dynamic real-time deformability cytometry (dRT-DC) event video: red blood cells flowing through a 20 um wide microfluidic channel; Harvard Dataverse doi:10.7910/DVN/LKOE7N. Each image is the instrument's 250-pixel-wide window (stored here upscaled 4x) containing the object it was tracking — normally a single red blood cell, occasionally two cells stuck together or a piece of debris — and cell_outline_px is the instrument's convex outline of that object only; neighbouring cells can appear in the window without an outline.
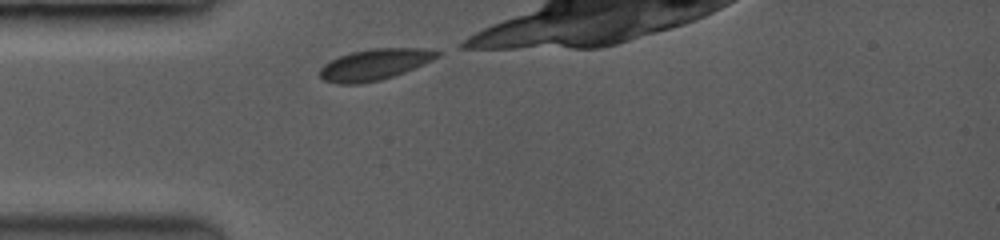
{"species": "common noctule bat (a hibernating species)", "species_latin": "Nyctalus noctula", "temperature_condition": "room temperature", "stored_images_in_passage": 11, "camera_frame_rate_fps": 3500, "um_per_image_px": 0.085, "animal": {"sex": "female", "body_mass_g": 19.0, "forearm_length_mm": 53.3}, "frame": {"image": 1, "passage_image": 1, "time_ms": 0.0, "image_size_px": [1000, 240], "cell_outline_px": [[440, 56], [432, 60], [404, 72], [380, 80], [356, 84], [340, 84], [324, 80], [320, 76], [320, 68], [328, 60], [352, 52], [372, 48], [420, 48], [440, 52]], "centroid_in_image_um": [31.81, 5.48], "position_along_channel_um": 53.2, "area_um2": 21.04}}
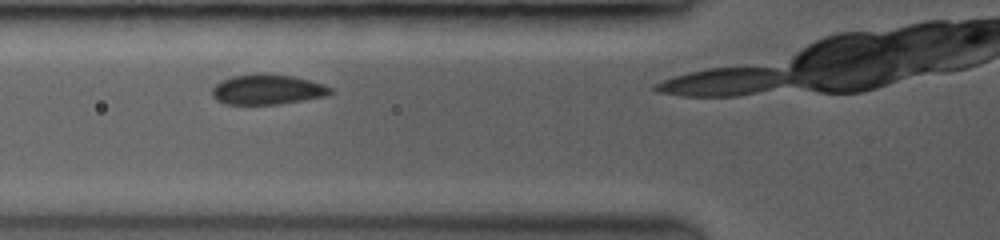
{"frame": {"image": 2, "passage_image": 7, "time_ms": 1.429, "image_size_px": [1000, 240], "cell_outline_px": [[332, 92], [324, 96], [276, 104], [228, 104], [212, 96], [212, 88], [220, 80], [232, 76], [260, 72], [264, 72], [292, 76], [308, 80], [332, 88]], "centroid_in_image_um": [22.67, 7.58], "position_along_channel_um": 103.1, "area_um2": 20.52}}